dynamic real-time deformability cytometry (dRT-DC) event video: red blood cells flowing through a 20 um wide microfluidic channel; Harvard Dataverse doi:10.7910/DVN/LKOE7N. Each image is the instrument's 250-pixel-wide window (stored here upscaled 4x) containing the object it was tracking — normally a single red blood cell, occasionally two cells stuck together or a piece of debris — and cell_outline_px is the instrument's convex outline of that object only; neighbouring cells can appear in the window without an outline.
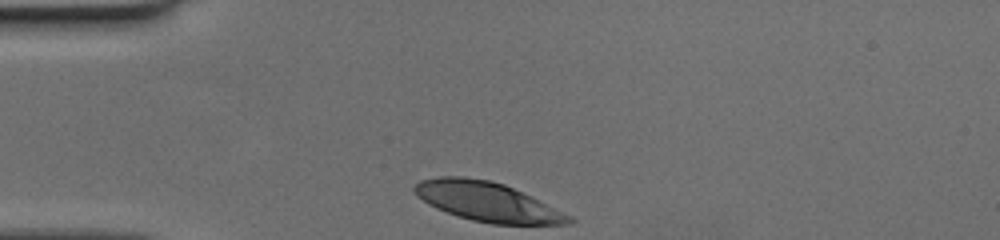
{"species": "human", "species_latin": "Homo sapiens", "temperature_condition": "cold", "stored_images_in_passage": 29, "camera_frame_rate_fps": 3000, "um_per_image_px": 0.085, "donor": {"sex": "female"}, "frame": {"image": 1, "passage_image": 1, "time_ms": 0.0, "image_size_px": [1000, 240], "cell_outline_px": [[576, 220], [572, 224], [492, 224], [472, 220], [436, 208], [428, 204], [416, 196], [412, 192], [412, 188], [420, 180], [440, 176], [464, 176], [488, 180], [504, 184], [572, 216]], "centroid_in_image_um": [41.39, 17.14], "position_along_channel_um": 43.6, "area_um2": 35.14}}
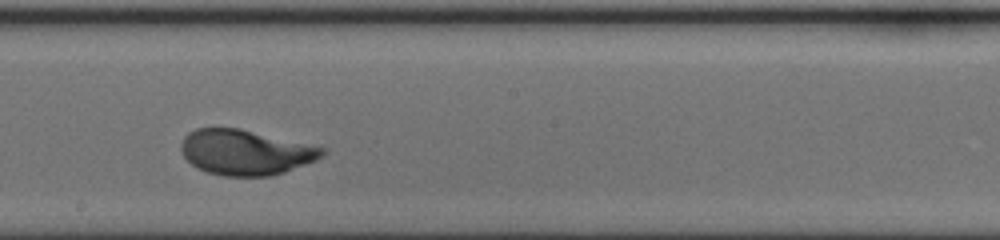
{"frame": {"image": 2, "passage_image": 17, "time_ms": 5.333, "image_size_px": [1000, 240], "cell_outline_px": [[324, 152], [316, 160], [284, 172], [272, 176], [224, 176], [208, 172], [192, 164], [184, 156], [180, 148], [180, 144], [184, 136], [188, 132], [196, 128], [240, 128], [324, 148]], "centroid_in_image_um": [20.82, 12.94], "position_along_channel_um": 227.4, "area_um2": 36.82}}
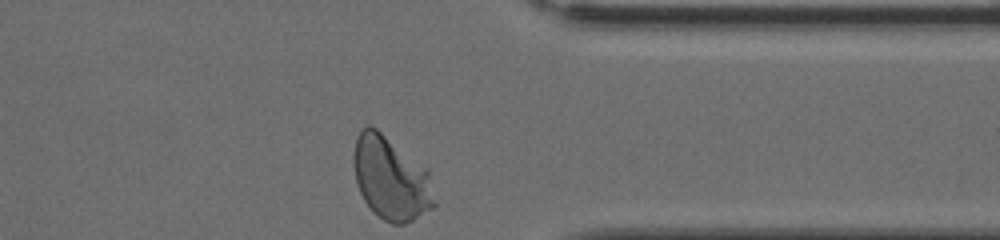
{"frame": {"image": 3, "passage_image": 29, "time_ms": 9.333, "image_size_px": [1000, 240], "cell_outline_px": [[436, 204], [432, 208], [412, 220], [404, 224], [392, 224], [384, 220], [372, 212], [364, 200], [356, 184], [352, 160], [356, 136], [368, 124], [376, 128], [428, 168]], "centroid_in_image_um": [33.21, 15.15], "position_along_channel_um": 378.2, "area_um2": 39.48}}